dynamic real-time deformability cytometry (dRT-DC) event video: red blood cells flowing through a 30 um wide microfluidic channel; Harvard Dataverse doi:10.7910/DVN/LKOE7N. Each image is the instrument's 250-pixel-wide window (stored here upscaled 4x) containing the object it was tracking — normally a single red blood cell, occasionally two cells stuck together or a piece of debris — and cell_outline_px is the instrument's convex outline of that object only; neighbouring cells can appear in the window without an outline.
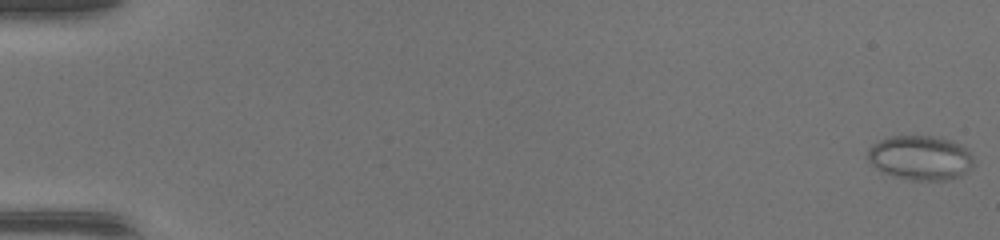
{"species": "common noctule bat (a hibernating species)", "species_latin": "Nyctalus noctula", "temperature_condition": "warm", "stored_images_in_passage": 48, "camera_frame_rate_fps": 3000, "um_per_image_px": 0.085, "animal": {"sex": "female", "body_mass_g": 17.0, "forearm_length_mm": 48.0}, "frame": {"image": 1, "passage_image": 1, "time_ms": 0.0, "image_size_px": [1000, 240], "cell_outline_px": [[976, 164], [972, 168], [960, 176], [944, 180], [908, 180], [884, 172], [876, 168], [868, 160], [868, 148], [872, 144], [880, 140], [892, 136], [932, 136], [952, 140], [960, 144], [972, 156]], "centroid_in_image_um": [78.25, 13.41], "position_along_channel_um": 6.8, "area_um2": 27.46}}
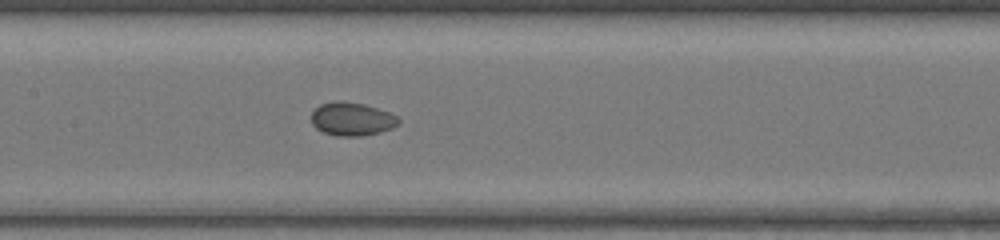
{"frame": {"image": 2, "passage_image": 25, "time_ms": 8.0, "image_size_px": [1000, 240], "cell_outline_px": [[400, 124], [392, 128], [380, 132], [360, 136], [336, 136], [324, 132], [316, 128], [312, 124], [312, 112], [320, 104], [336, 100], [340, 100], [364, 104], [388, 112], [396, 116], [400, 120]], "centroid_in_image_um": [29.91, 10.11], "position_along_channel_um": 177.5, "area_um2": 16.94}}
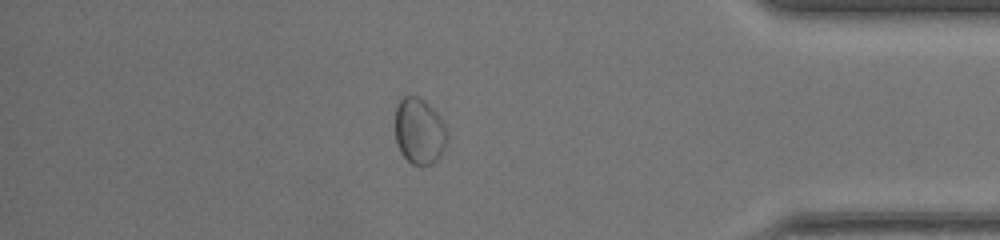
{"frame": {"image": 3, "passage_image": 42, "time_ms": 13.667, "image_size_px": [1000, 240], "cell_outline_px": [[448, 136], [444, 148], [440, 156], [432, 164], [412, 164], [400, 152], [396, 140], [396, 104], [404, 96], [416, 96], [424, 100], [440, 116], [448, 128]], "centroid_in_image_um": [35.67, 11.14], "position_along_channel_um": 399.5, "area_um2": 20.06}}